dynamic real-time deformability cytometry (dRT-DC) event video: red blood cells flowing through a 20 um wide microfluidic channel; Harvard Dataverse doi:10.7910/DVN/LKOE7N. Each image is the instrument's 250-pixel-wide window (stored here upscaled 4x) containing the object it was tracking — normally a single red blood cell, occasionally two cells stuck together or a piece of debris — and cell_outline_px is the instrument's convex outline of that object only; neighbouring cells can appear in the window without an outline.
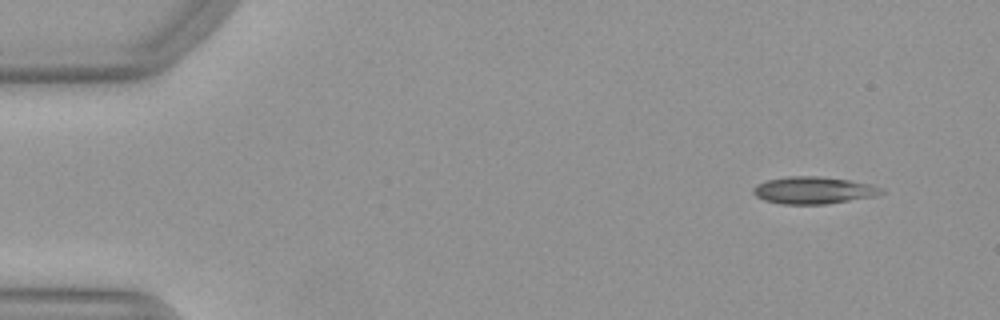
{"species": "Egyptian fruit bat (a non-hibernating species)", "species_latin": "Rousettus aegyptiacus", "temperature_condition": "warm", "stored_images_in_passage": 50, "camera_frame_rate_fps": 3000, "um_per_image_px": 0.085, "animal": {"sex": "female"}, "frame": {"image": 1, "passage_image": 4, "time_ms": 1.0, "image_size_px": [1000, 320], "cell_outline_px": [[884, 192], [880, 196], [828, 204], [780, 204], [764, 200], [756, 196], [752, 192], [752, 188], [756, 184], [764, 180], [788, 176], [820, 176], [848, 180], [872, 184], [884, 188]], "centroid_in_image_um": [69.18, 16.17], "position_along_channel_um": 15.8, "area_um2": 20.75}}
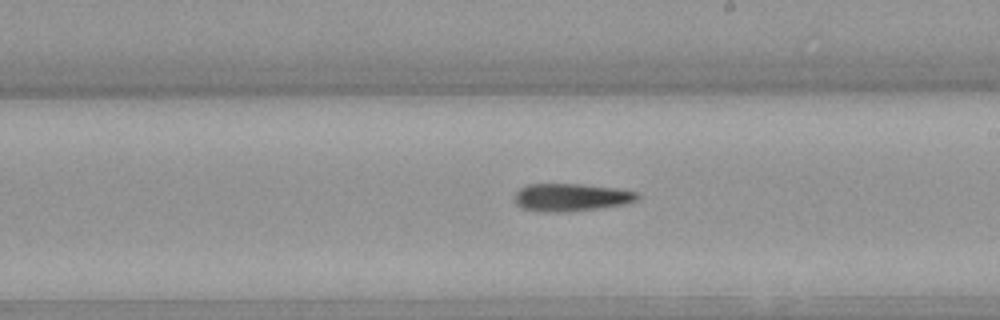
{"frame": {"image": 2, "passage_image": 29, "time_ms": 9.333, "image_size_px": [1000, 320], "cell_outline_px": [[640, 196], [636, 200], [624, 204], [600, 208], [568, 212], [544, 212], [524, 208], [516, 204], [512, 196], [520, 188], [528, 184], [580, 184], [616, 188], [640, 192]], "centroid_in_image_um": [48.54, 16.77], "position_along_channel_um": 240.5, "area_um2": 20.0}}
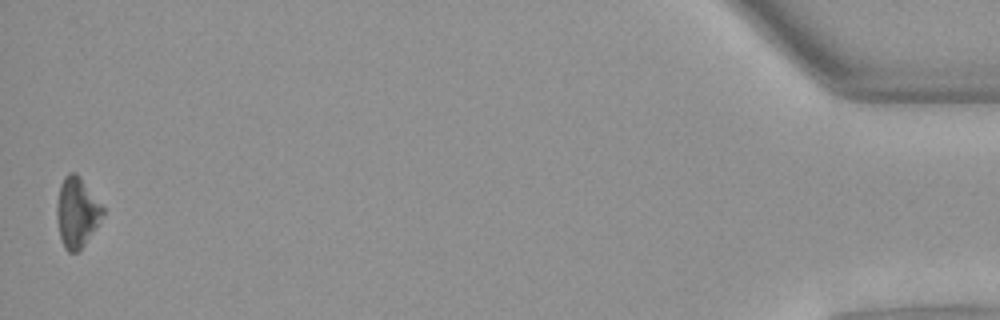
{"frame": {"image": 3, "passage_image": 50, "time_ms": 16.333, "image_size_px": [1000, 320], "cell_outline_px": [[104, 216], [84, 244], [76, 252], [68, 252], [64, 248], [60, 236], [56, 220], [56, 204], [60, 184], [64, 176], [68, 172], [76, 172], [80, 176], [104, 208]], "centroid_in_image_um": [6.51, 18.02], "position_along_channel_um": 428.7, "area_um2": 18.84}}